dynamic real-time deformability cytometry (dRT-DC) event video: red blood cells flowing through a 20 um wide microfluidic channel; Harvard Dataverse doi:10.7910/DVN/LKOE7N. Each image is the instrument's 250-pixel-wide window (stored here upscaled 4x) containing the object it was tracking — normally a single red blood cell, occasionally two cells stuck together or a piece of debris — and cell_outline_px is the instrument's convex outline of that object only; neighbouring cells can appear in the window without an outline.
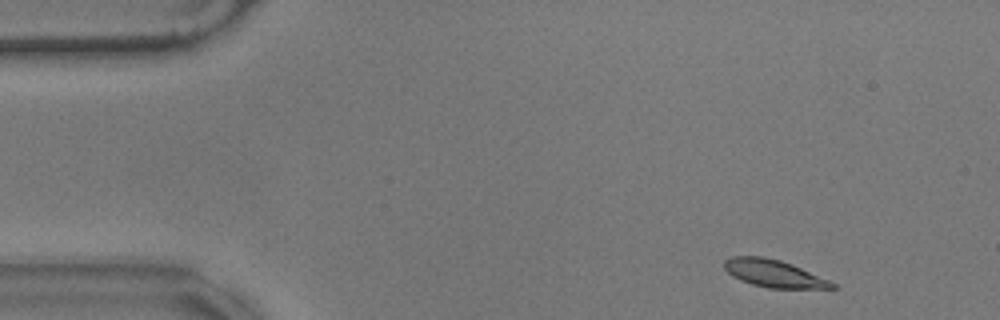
{"species": "common noctule bat (a hibernating species)", "species_latin": "Nyctalus noctula", "temperature_condition": "warm", "stored_images_in_passage": 53, "camera_frame_rate_fps": 3000, "um_per_image_px": 0.085, "animal": {"sex": "male", "body_mass_g": 17.9}, "frame": {"image": 1, "passage_image": 2, "time_ms": 0.333, "image_size_px": [1000, 320], "cell_outline_px": [[840, 288], [768, 288], [752, 284], [732, 276], [724, 268], [724, 260], [732, 256], [764, 256], [780, 260], [792, 264], [828, 280], [836, 284]], "centroid_in_image_um": [65.76, 23.24], "position_along_channel_um": 19.2, "area_um2": 17.11}}
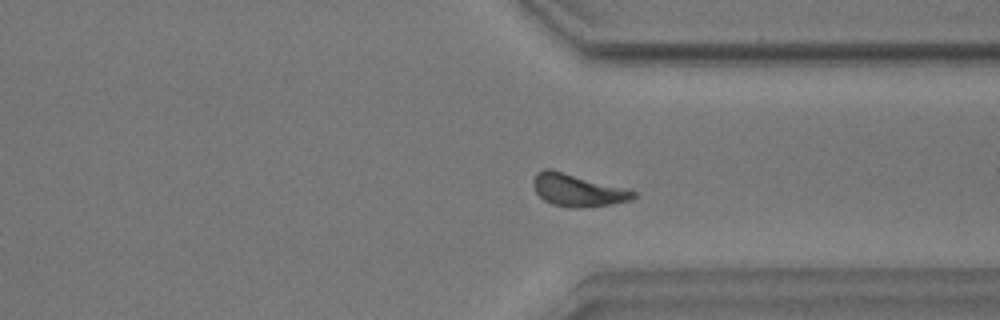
{"frame": {"image": 2, "passage_image": 39, "time_ms": 12.667, "image_size_px": [1000, 320], "cell_outline_px": [[636, 196], [628, 200], [608, 204], [584, 208], [568, 208], [552, 204], [544, 200], [536, 192], [532, 184], [532, 180], [536, 172], [544, 168], [552, 168], [628, 188], [636, 192]], "centroid_in_image_um": [49.06, 16.14], "position_along_channel_um": 362.3, "area_um2": 19.31}}
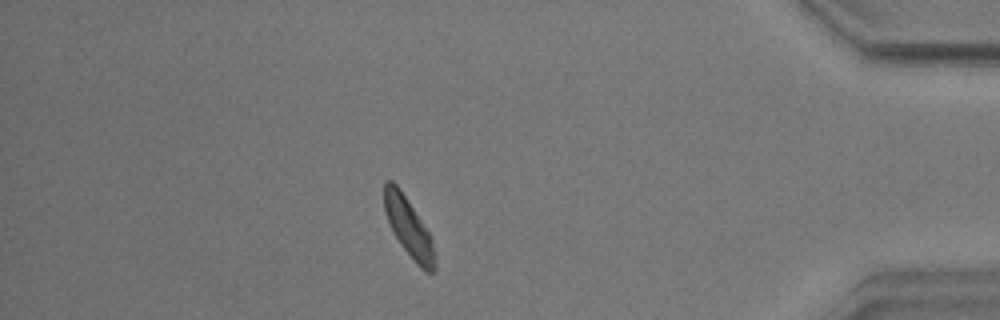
{"frame": {"image": 3, "passage_image": 46, "time_ms": 15.0, "image_size_px": [1000, 320], "cell_outline_px": [[436, 272], [424, 272], [416, 264], [400, 244], [392, 232], [384, 212], [384, 180], [392, 180], [400, 188], [432, 236]], "centroid_in_image_um": [34.73, 19.34], "position_along_channel_um": 400.5, "area_um2": 17.63}, "authors_computed_cell_mechanics": {"area_um2": 17.7446, "velocity_mm_per_s": 3.4673, "shape_relaxation_time_tau1_ms": 3.4177, "shape_relaxation_time_tau2_ms": null, "deformation_change_tau1": 0.1527, "deformation_change_tau2": null}}